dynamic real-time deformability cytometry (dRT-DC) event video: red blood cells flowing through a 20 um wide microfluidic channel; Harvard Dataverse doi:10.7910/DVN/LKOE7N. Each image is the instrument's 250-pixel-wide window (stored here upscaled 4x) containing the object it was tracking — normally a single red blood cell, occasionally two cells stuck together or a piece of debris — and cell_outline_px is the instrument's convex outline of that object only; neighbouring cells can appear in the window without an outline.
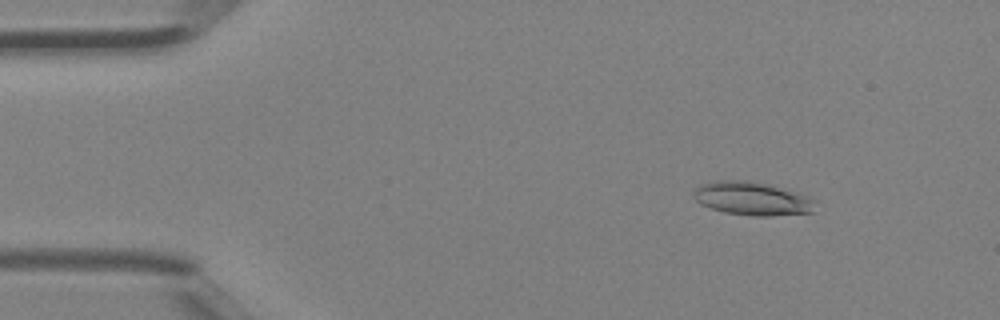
{"species": "Egyptian fruit bat (a non-hibernating species)", "species_latin": "Rousettus aegyptiacus", "temperature_condition": "room temperature", "stored_images_in_passage": 44, "camera_frame_rate_fps": 3000, "um_per_image_px": 0.085, "animal": {"sex": "female"}, "frame": {"image": 1, "passage_image": 4, "time_ms": 1.0, "image_size_px": [1000, 320], "cell_outline_px": [[812, 212], [772, 216], [752, 216], [724, 212], [700, 204], [692, 196], [692, 192], [696, 188], [712, 180], [748, 180], [768, 184], [800, 192], [808, 196], [812, 200]], "centroid_in_image_um": [63.89, 16.87], "position_along_channel_um": 21.1, "area_um2": 23.7}}
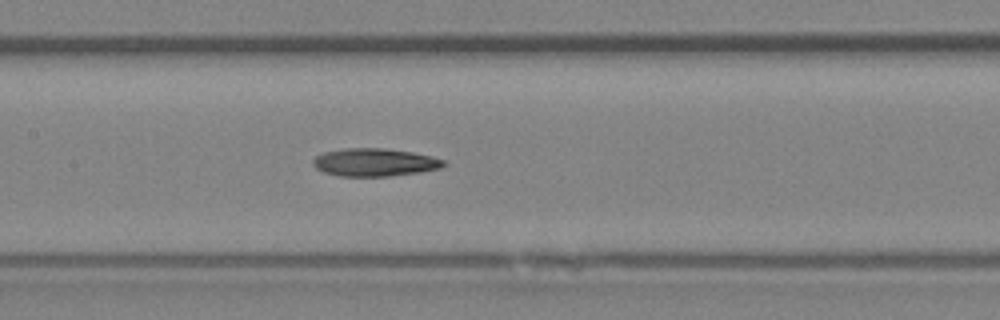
{"frame": {"image": 2, "passage_image": 20, "time_ms": 6.333, "image_size_px": [1000, 320], "cell_outline_px": [[448, 164], [440, 168], [420, 172], [388, 176], [340, 176], [324, 172], [316, 168], [312, 164], [312, 160], [316, 156], [324, 152], [344, 148], [384, 148], [412, 152], [432, 156], [444, 160]], "centroid_in_image_um": [31.85, 13.79], "position_along_channel_um": 175.6, "area_um2": 21.27}}
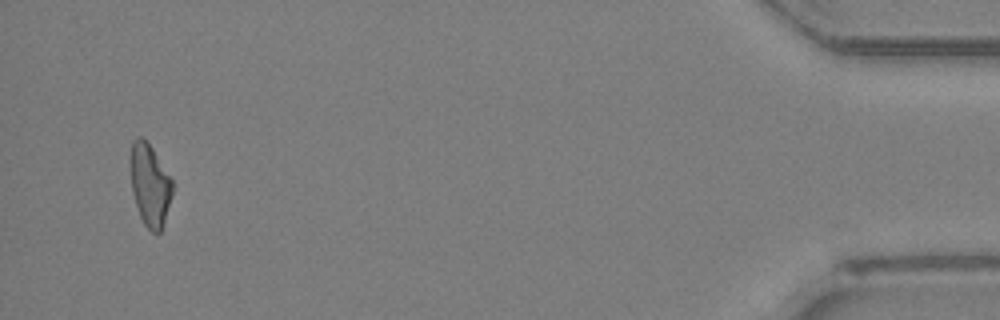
{"frame": {"image": 3, "passage_image": 42, "time_ms": 13.667, "image_size_px": [1000, 320], "cell_outline_px": [[172, 192], [164, 220], [160, 232], [152, 232], [144, 224], [140, 216], [132, 192], [128, 164], [128, 160], [132, 140], [136, 136], [140, 136], [152, 148], [172, 180]], "centroid_in_image_um": [12.68, 15.66], "position_along_channel_um": 422.5, "area_um2": 20.06}, "authors_computed_cell_mechanics": {"area_um2": 21.2993, "velocity_mm_per_s": 4.5192, "shape_relaxation_time_tau1_ms": 5.8451, "shape_relaxation_time_tau2_ms": 4.6619, "deformation_change_tau1": 0.1784, "deformation_change_tau2": 0.1608}}